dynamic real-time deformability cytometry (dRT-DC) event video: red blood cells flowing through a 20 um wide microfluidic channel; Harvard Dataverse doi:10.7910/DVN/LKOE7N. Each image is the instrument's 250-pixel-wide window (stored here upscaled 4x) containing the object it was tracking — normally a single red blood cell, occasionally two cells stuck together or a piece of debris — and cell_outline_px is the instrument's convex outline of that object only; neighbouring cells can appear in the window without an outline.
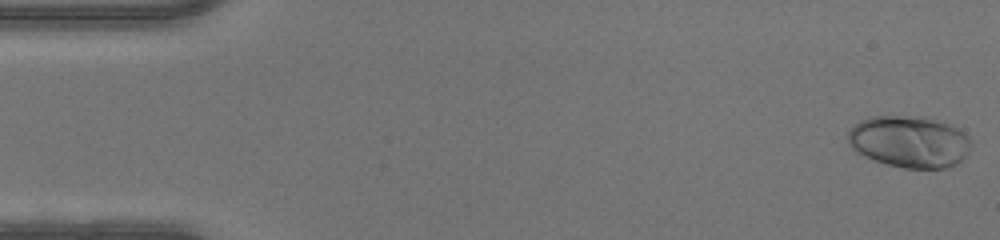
{"species": "human", "species_latin": "Homo sapiens", "temperature_condition": "warm", "stored_images_in_passage": 48, "camera_frame_rate_fps": 3000, "um_per_image_px": 0.085, "donor": {"sex": "male"}, "frame": {"image": 1, "passage_image": 1, "time_ms": 0.0, "image_size_px": [1000, 240], "cell_outline_px": [[972, 144], [968, 152], [956, 164], [944, 168], [904, 168], [888, 164], [876, 160], [856, 152], [848, 144], [848, 132], [860, 120], [872, 116], [920, 116], [948, 124], [964, 132], [972, 140]], "centroid_in_image_um": [77.3, 12.04], "position_along_channel_um": 7.7, "area_um2": 36.93}}
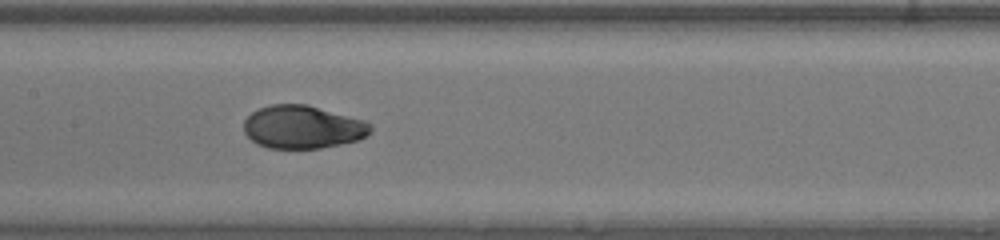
{"frame": {"image": 2, "passage_image": 23, "time_ms": 7.333, "image_size_px": [1000, 240], "cell_outline_px": [[372, 132], [368, 136], [356, 140], [340, 144], [320, 148], [268, 148], [256, 144], [244, 132], [244, 120], [252, 112], [260, 108], [272, 104], [308, 104], [364, 120], [372, 124]], "centroid_in_image_um": [25.74, 10.79], "position_along_channel_um": 181.7, "area_um2": 31.91}}
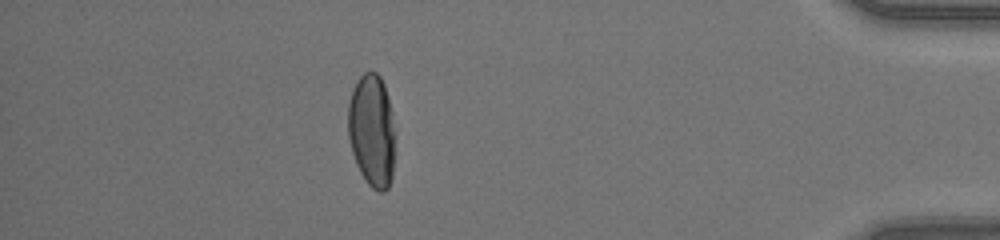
{"frame": {"image": 3, "passage_image": 42, "time_ms": 13.667, "image_size_px": [1000, 240], "cell_outline_px": [[396, 136], [392, 176], [388, 188], [384, 192], [380, 192], [372, 188], [368, 184], [360, 172], [356, 164], [352, 152], [348, 136], [348, 104], [352, 88], [360, 76], [364, 72], [376, 72], [380, 76], [384, 84], [392, 112], [396, 132]], "centroid_in_image_um": [31.62, 11.11], "position_along_channel_um": 403.6, "area_um2": 31.5}}